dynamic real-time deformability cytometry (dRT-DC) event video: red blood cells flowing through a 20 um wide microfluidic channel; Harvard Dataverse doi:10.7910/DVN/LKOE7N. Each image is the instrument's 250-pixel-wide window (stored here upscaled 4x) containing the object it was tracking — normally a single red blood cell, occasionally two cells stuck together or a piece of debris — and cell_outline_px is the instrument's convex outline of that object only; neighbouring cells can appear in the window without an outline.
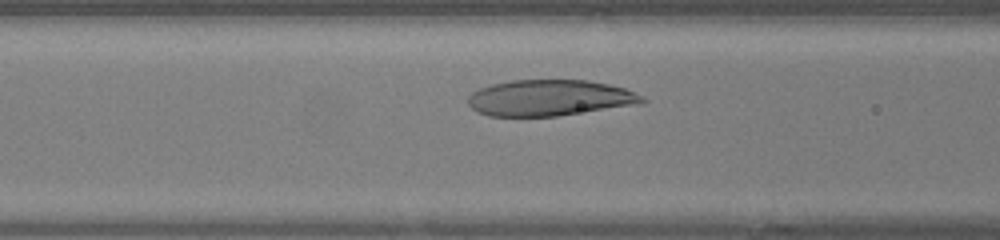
{"species": "human", "species_latin": "Homo sapiens", "temperature_condition": "warm", "stored_images_in_passage": 29, "camera_frame_rate_fps": 3000, "um_per_image_px": 0.085, "donor": {"sex": "female"}, "frame": {"image": 1, "passage_image": 10, "time_ms": 3.0, "image_size_px": [1000, 240], "cell_outline_px": [[648, 100], [644, 104], [556, 116], [488, 116], [472, 108], [468, 104], [468, 96], [472, 92], [480, 88], [492, 84], [512, 80], [588, 80], [608, 84], [624, 88], [644, 96]], "centroid_in_image_um": [46.77, 8.32], "position_along_channel_um": 119.8, "area_um2": 36.82}}
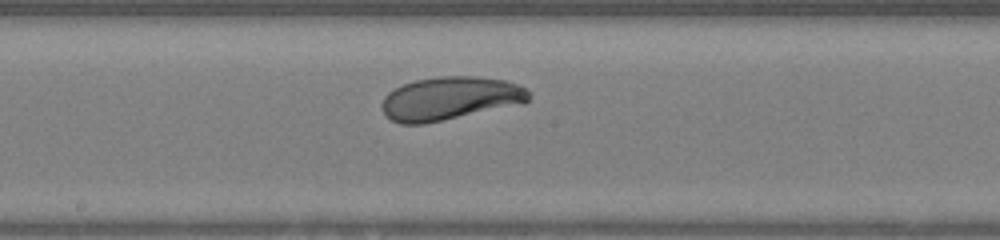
{"frame": {"image": 2, "passage_image": 16, "time_ms": 5.0, "image_size_px": [1000, 240], "cell_outline_px": [[532, 92], [528, 100], [524, 104], [424, 124], [400, 124], [384, 116], [380, 104], [384, 96], [388, 92], [404, 84], [416, 80], [440, 76], [476, 76], [504, 80], [520, 84]], "centroid_in_image_um": [38.27, 8.37], "position_along_channel_um": 209.9, "area_um2": 37.57}}
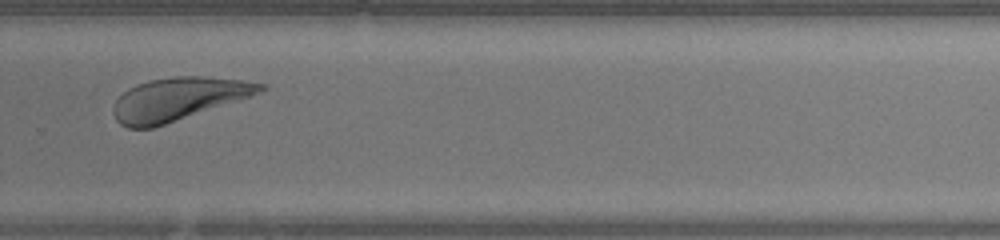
{"frame": {"image": 3, "passage_image": 23, "time_ms": 7.333, "image_size_px": [1000, 240], "cell_outline_px": [[268, 88], [264, 92], [252, 96], [152, 128], [128, 128], [120, 124], [116, 120], [112, 112], [116, 100], [128, 88], [136, 84], [148, 80], [176, 76], [200, 76], [244, 80], [264, 84]], "centroid_in_image_um": [15.16, 8.41], "position_along_channel_um": 314.6, "area_um2": 36.65}}